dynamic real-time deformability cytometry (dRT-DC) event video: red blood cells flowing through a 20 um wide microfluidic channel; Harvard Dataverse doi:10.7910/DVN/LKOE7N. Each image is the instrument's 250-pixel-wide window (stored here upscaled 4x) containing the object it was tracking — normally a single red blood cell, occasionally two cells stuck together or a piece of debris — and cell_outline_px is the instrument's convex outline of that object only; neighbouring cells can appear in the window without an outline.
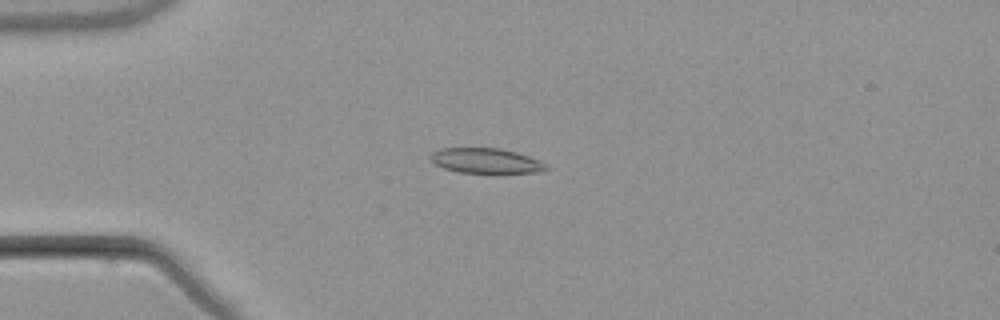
{"species": "common noctule bat (a hibernating species)", "species_latin": "Nyctalus noctula", "temperature_condition": "warm", "stored_images_in_passage": 7, "camera_frame_rate_fps": 3000, "um_per_image_px": 0.085, "animal": {"sex": "male", "body_mass_g": 21.5, "forearm_length_mm": 52.0}, "frame": {"image": 1, "passage_image": 4, "time_ms": 3.667, "image_size_px": [1000, 320], "cell_outline_px": [[548, 168], [536, 172], [460, 172], [444, 168], [432, 164], [428, 160], [428, 156], [432, 152], [440, 148], [500, 148], [516, 152], [540, 160], [548, 164]], "centroid_in_image_um": [41.23, 13.65], "position_along_channel_um": 43.8, "area_um2": 16.88}}
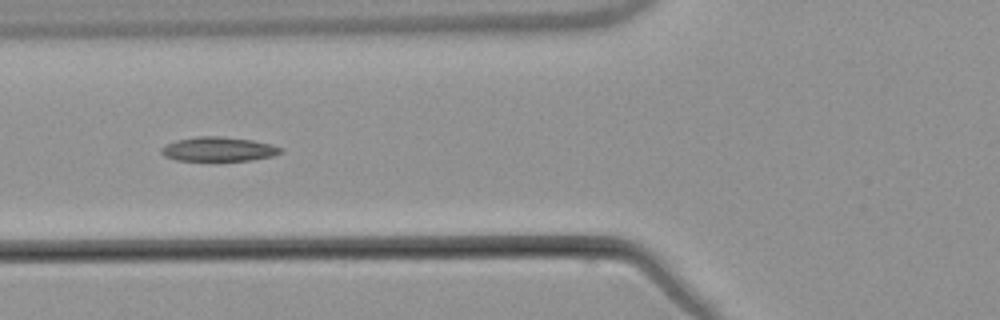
{"frame": {"image": 2, "passage_image": 6, "time_ms": 6.0, "image_size_px": [1000, 320], "cell_outline_px": [[284, 152], [272, 156], [252, 160], [176, 160], [164, 156], [160, 152], [160, 148], [176, 140], [196, 136], [220, 136], [252, 140], [272, 144], [284, 148]], "centroid_in_image_um": [18.6, 12.67], "position_along_channel_um": 107.2, "area_um2": 16.94}}
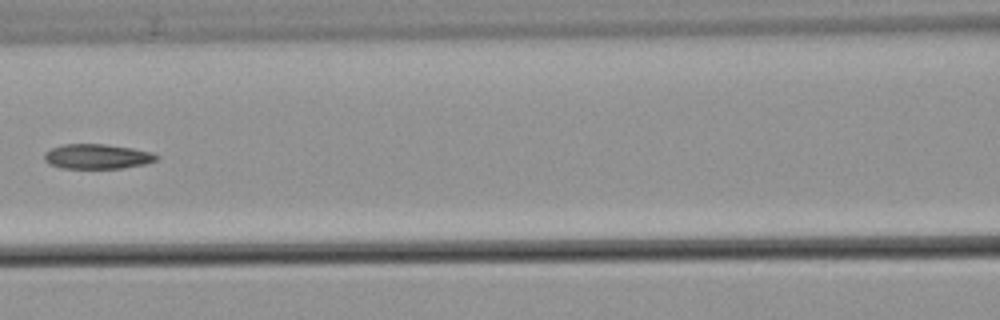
{"frame": {"image": 3, "passage_image": 7, "time_ms": 7.333, "image_size_px": [1000, 320], "cell_outline_px": [[160, 156], [156, 160], [144, 164], [120, 168], [60, 168], [48, 164], [44, 160], [44, 152], [52, 148], [64, 144], [104, 144], [132, 148], [152, 152]], "centroid_in_image_um": [8.23, 13.3], "position_along_channel_um": 158.4, "area_um2": 16.24}}